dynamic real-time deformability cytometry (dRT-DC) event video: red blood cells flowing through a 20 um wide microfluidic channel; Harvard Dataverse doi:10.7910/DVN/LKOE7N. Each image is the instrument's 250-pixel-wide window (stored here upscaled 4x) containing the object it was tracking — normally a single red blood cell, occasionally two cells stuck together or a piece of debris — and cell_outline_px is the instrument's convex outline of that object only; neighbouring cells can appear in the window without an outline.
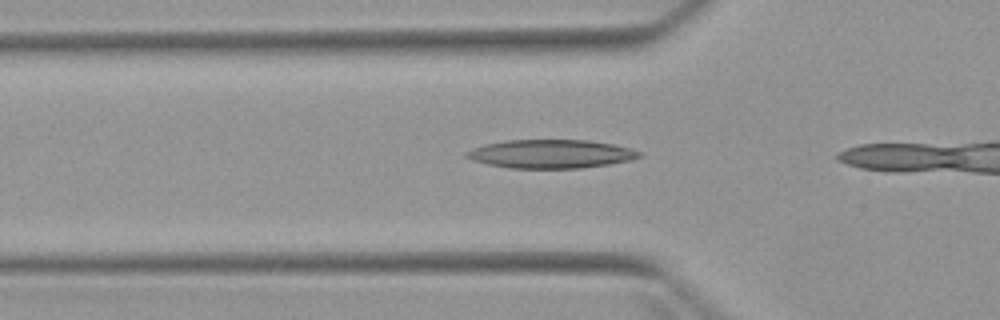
{"species": "Egyptian fruit bat (a non-hibernating species)", "species_latin": "Rousettus aegyptiacus", "temperature_condition": "warm", "stored_images_in_passage": 3, "camera_frame_rate_fps": 3000, "um_per_image_px": 0.085, "animal": {"sex": "female"}, "frame": {"image": 1, "passage_image": 2, "time_ms": 3.667, "image_size_px": [1000, 320], "cell_outline_px": [[640, 156], [632, 160], [608, 164], [580, 168], [508, 168], [488, 164], [472, 160], [464, 156], [464, 152], [484, 144], [508, 140], [588, 140], [612, 144], [628, 148], [640, 152]], "centroid_in_image_um": [46.78, 13.08], "position_along_channel_um": 79.0, "area_um2": 28.61}}